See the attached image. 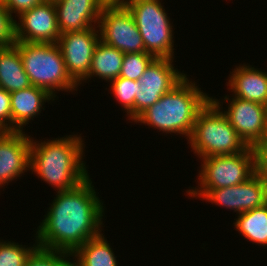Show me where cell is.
<instances>
[{
    "mask_svg": "<svg viewBox=\"0 0 267 266\" xmlns=\"http://www.w3.org/2000/svg\"><path fill=\"white\" fill-rule=\"evenodd\" d=\"M93 185L89 177L74 189L57 192L37 227L38 247L72 254L102 234L106 208Z\"/></svg>",
    "mask_w": 267,
    "mask_h": 266,
    "instance_id": "6da1fadb",
    "label": "cell"
},
{
    "mask_svg": "<svg viewBox=\"0 0 267 266\" xmlns=\"http://www.w3.org/2000/svg\"><path fill=\"white\" fill-rule=\"evenodd\" d=\"M84 142L81 134L43 142L31 137L30 171L56 192L74 189L90 177L83 158Z\"/></svg>",
    "mask_w": 267,
    "mask_h": 266,
    "instance_id": "7a4b0ae2",
    "label": "cell"
},
{
    "mask_svg": "<svg viewBox=\"0 0 267 266\" xmlns=\"http://www.w3.org/2000/svg\"><path fill=\"white\" fill-rule=\"evenodd\" d=\"M201 90L197 82L185 77L171 91L163 94L152 106L142 112L133 123L147 124L164 134L190 138L200 110L211 96Z\"/></svg>",
    "mask_w": 267,
    "mask_h": 266,
    "instance_id": "3957f363",
    "label": "cell"
},
{
    "mask_svg": "<svg viewBox=\"0 0 267 266\" xmlns=\"http://www.w3.org/2000/svg\"><path fill=\"white\" fill-rule=\"evenodd\" d=\"M14 46L21 55L23 68L33 86L45 89L54 98L59 91L77 92L79 85L69 76L56 43L16 41Z\"/></svg>",
    "mask_w": 267,
    "mask_h": 266,
    "instance_id": "277c9868",
    "label": "cell"
},
{
    "mask_svg": "<svg viewBox=\"0 0 267 266\" xmlns=\"http://www.w3.org/2000/svg\"><path fill=\"white\" fill-rule=\"evenodd\" d=\"M197 157L234 155L248 146L238 136L222 110L210 99L200 110L187 141Z\"/></svg>",
    "mask_w": 267,
    "mask_h": 266,
    "instance_id": "5b68a950",
    "label": "cell"
},
{
    "mask_svg": "<svg viewBox=\"0 0 267 266\" xmlns=\"http://www.w3.org/2000/svg\"><path fill=\"white\" fill-rule=\"evenodd\" d=\"M161 2L162 0H133L127 8L135 19L145 52L156 58L174 59V26Z\"/></svg>",
    "mask_w": 267,
    "mask_h": 266,
    "instance_id": "8992f818",
    "label": "cell"
},
{
    "mask_svg": "<svg viewBox=\"0 0 267 266\" xmlns=\"http://www.w3.org/2000/svg\"><path fill=\"white\" fill-rule=\"evenodd\" d=\"M198 171V188L218 189L241 184L258 171L257 150L247 147L243 152L234 155H222L201 158Z\"/></svg>",
    "mask_w": 267,
    "mask_h": 266,
    "instance_id": "52a82bcc",
    "label": "cell"
},
{
    "mask_svg": "<svg viewBox=\"0 0 267 266\" xmlns=\"http://www.w3.org/2000/svg\"><path fill=\"white\" fill-rule=\"evenodd\" d=\"M187 195L233 210L236 215L267 203V179L257 171L241 184L218 189H188Z\"/></svg>",
    "mask_w": 267,
    "mask_h": 266,
    "instance_id": "ba28073f",
    "label": "cell"
},
{
    "mask_svg": "<svg viewBox=\"0 0 267 266\" xmlns=\"http://www.w3.org/2000/svg\"><path fill=\"white\" fill-rule=\"evenodd\" d=\"M230 98L229 95L224 96L223 102H229L228 109L224 111L220 99L211 97V100L222 110L244 143L256 148L267 134V106L237 97Z\"/></svg>",
    "mask_w": 267,
    "mask_h": 266,
    "instance_id": "9c48e42d",
    "label": "cell"
},
{
    "mask_svg": "<svg viewBox=\"0 0 267 266\" xmlns=\"http://www.w3.org/2000/svg\"><path fill=\"white\" fill-rule=\"evenodd\" d=\"M98 29L100 40L123 54L145 52L135 19L127 7H103Z\"/></svg>",
    "mask_w": 267,
    "mask_h": 266,
    "instance_id": "30bf717a",
    "label": "cell"
},
{
    "mask_svg": "<svg viewBox=\"0 0 267 266\" xmlns=\"http://www.w3.org/2000/svg\"><path fill=\"white\" fill-rule=\"evenodd\" d=\"M173 62L171 58H156L144 71L138 80L140 88L135 96V119L188 76L175 68Z\"/></svg>",
    "mask_w": 267,
    "mask_h": 266,
    "instance_id": "8fae6325",
    "label": "cell"
},
{
    "mask_svg": "<svg viewBox=\"0 0 267 266\" xmlns=\"http://www.w3.org/2000/svg\"><path fill=\"white\" fill-rule=\"evenodd\" d=\"M98 26L62 33L57 45L69 76L80 86L88 76L94 49L100 41Z\"/></svg>",
    "mask_w": 267,
    "mask_h": 266,
    "instance_id": "7c38bea8",
    "label": "cell"
},
{
    "mask_svg": "<svg viewBox=\"0 0 267 266\" xmlns=\"http://www.w3.org/2000/svg\"><path fill=\"white\" fill-rule=\"evenodd\" d=\"M16 41L30 43H57L61 35L53 1L45 0L17 16ZM20 22V23H19Z\"/></svg>",
    "mask_w": 267,
    "mask_h": 266,
    "instance_id": "4fadbf2b",
    "label": "cell"
},
{
    "mask_svg": "<svg viewBox=\"0 0 267 266\" xmlns=\"http://www.w3.org/2000/svg\"><path fill=\"white\" fill-rule=\"evenodd\" d=\"M30 150L31 136L24 131H0V188L30 171Z\"/></svg>",
    "mask_w": 267,
    "mask_h": 266,
    "instance_id": "5bb4252c",
    "label": "cell"
},
{
    "mask_svg": "<svg viewBox=\"0 0 267 266\" xmlns=\"http://www.w3.org/2000/svg\"><path fill=\"white\" fill-rule=\"evenodd\" d=\"M53 2L61 34L98 26L104 7L101 0H55Z\"/></svg>",
    "mask_w": 267,
    "mask_h": 266,
    "instance_id": "9a60e30c",
    "label": "cell"
},
{
    "mask_svg": "<svg viewBox=\"0 0 267 266\" xmlns=\"http://www.w3.org/2000/svg\"><path fill=\"white\" fill-rule=\"evenodd\" d=\"M231 74V75H230ZM229 74L227 89L230 95L245 101H254L267 106V72L250 64H239Z\"/></svg>",
    "mask_w": 267,
    "mask_h": 266,
    "instance_id": "2e32d148",
    "label": "cell"
},
{
    "mask_svg": "<svg viewBox=\"0 0 267 266\" xmlns=\"http://www.w3.org/2000/svg\"><path fill=\"white\" fill-rule=\"evenodd\" d=\"M11 131H23V127L40 115L44 104L55 101L45 89L31 85L28 88L10 92ZM44 106V108H43Z\"/></svg>",
    "mask_w": 267,
    "mask_h": 266,
    "instance_id": "e0dca14e",
    "label": "cell"
},
{
    "mask_svg": "<svg viewBox=\"0 0 267 266\" xmlns=\"http://www.w3.org/2000/svg\"><path fill=\"white\" fill-rule=\"evenodd\" d=\"M31 85L18 49L14 45L0 47V87L10 93Z\"/></svg>",
    "mask_w": 267,
    "mask_h": 266,
    "instance_id": "ac0fdd59",
    "label": "cell"
},
{
    "mask_svg": "<svg viewBox=\"0 0 267 266\" xmlns=\"http://www.w3.org/2000/svg\"><path fill=\"white\" fill-rule=\"evenodd\" d=\"M124 54L101 40L97 43L91 61L88 76L81 82H87L91 77L104 79L107 83L120 75Z\"/></svg>",
    "mask_w": 267,
    "mask_h": 266,
    "instance_id": "d6986e66",
    "label": "cell"
},
{
    "mask_svg": "<svg viewBox=\"0 0 267 266\" xmlns=\"http://www.w3.org/2000/svg\"><path fill=\"white\" fill-rule=\"evenodd\" d=\"M104 233L88 239L71 255L77 266H118L112 246L104 237Z\"/></svg>",
    "mask_w": 267,
    "mask_h": 266,
    "instance_id": "ffe728a7",
    "label": "cell"
},
{
    "mask_svg": "<svg viewBox=\"0 0 267 266\" xmlns=\"http://www.w3.org/2000/svg\"><path fill=\"white\" fill-rule=\"evenodd\" d=\"M234 219V228L252 244L267 247V203L243 212Z\"/></svg>",
    "mask_w": 267,
    "mask_h": 266,
    "instance_id": "44dd1931",
    "label": "cell"
},
{
    "mask_svg": "<svg viewBox=\"0 0 267 266\" xmlns=\"http://www.w3.org/2000/svg\"><path fill=\"white\" fill-rule=\"evenodd\" d=\"M109 83L108 90L112 89L110 91L126 112V118L133 122L135 120V96L140 88L139 81L117 77Z\"/></svg>",
    "mask_w": 267,
    "mask_h": 266,
    "instance_id": "7402d4cb",
    "label": "cell"
},
{
    "mask_svg": "<svg viewBox=\"0 0 267 266\" xmlns=\"http://www.w3.org/2000/svg\"><path fill=\"white\" fill-rule=\"evenodd\" d=\"M37 247V240L35 244L27 247V245L0 239V266H25L27 259Z\"/></svg>",
    "mask_w": 267,
    "mask_h": 266,
    "instance_id": "603a6c76",
    "label": "cell"
},
{
    "mask_svg": "<svg viewBox=\"0 0 267 266\" xmlns=\"http://www.w3.org/2000/svg\"><path fill=\"white\" fill-rule=\"evenodd\" d=\"M155 59L154 55L147 52L126 53L119 77L138 81Z\"/></svg>",
    "mask_w": 267,
    "mask_h": 266,
    "instance_id": "cb8c5ba5",
    "label": "cell"
},
{
    "mask_svg": "<svg viewBox=\"0 0 267 266\" xmlns=\"http://www.w3.org/2000/svg\"><path fill=\"white\" fill-rule=\"evenodd\" d=\"M71 253L37 247L27 259L25 266H68ZM71 260V261H70Z\"/></svg>",
    "mask_w": 267,
    "mask_h": 266,
    "instance_id": "d4e9b609",
    "label": "cell"
},
{
    "mask_svg": "<svg viewBox=\"0 0 267 266\" xmlns=\"http://www.w3.org/2000/svg\"><path fill=\"white\" fill-rule=\"evenodd\" d=\"M16 19L0 1V47H10L16 43Z\"/></svg>",
    "mask_w": 267,
    "mask_h": 266,
    "instance_id": "484cf974",
    "label": "cell"
},
{
    "mask_svg": "<svg viewBox=\"0 0 267 266\" xmlns=\"http://www.w3.org/2000/svg\"><path fill=\"white\" fill-rule=\"evenodd\" d=\"M0 131H11L10 93L5 91L1 87H0Z\"/></svg>",
    "mask_w": 267,
    "mask_h": 266,
    "instance_id": "4316f807",
    "label": "cell"
},
{
    "mask_svg": "<svg viewBox=\"0 0 267 266\" xmlns=\"http://www.w3.org/2000/svg\"><path fill=\"white\" fill-rule=\"evenodd\" d=\"M45 0H4L3 4L6 9L13 15L19 16L21 13L30 10L34 6L40 5Z\"/></svg>",
    "mask_w": 267,
    "mask_h": 266,
    "instance_id": "83f0119b",
    "label": "cell"
},
{
    "mask_svg": "<svg viewBox=\"0 0 267 266\" xmlns=\"http://www.w3.org/2000/svg\"><path fill=\"white\" fill-rule=\"evenodd\" d=\"M256 150L258 171L267 179V134Z\"/></svg>",
    "mask_w": 267,
    "mask_h": 266,
    "instance_id": "f1b7e54d",
    "label": "cell"
},
{
    "mask_svg": "<svg viewBox=\"0 0 267 266\" xmlns=\"http://www.w3.org/2000/svg\"><path fill=\"white\" fill-rule=\"evenodd\" d=\"M133 0H101L104 7H127Z\"/></svg>",
    "mask_w": 267,
    "mask_h": 266,
    "instance_id": "f546056e",
    "label": "cell"
},
{
    "mask_svg": "<svg viewBox=\"0 0 267 266\" xmlns=\"http://www.w3.org/2000/svg\"><path fill=\"white\" fill-rule=\"evenodd\" d=\"M68 266H77L74 262H71Z\"/></svg>",
    "mask_w": 267,
    "mask_h": 266,
    "instance_id": "4dcf8cb0",
    "label": "cell"
}]
</instances>
